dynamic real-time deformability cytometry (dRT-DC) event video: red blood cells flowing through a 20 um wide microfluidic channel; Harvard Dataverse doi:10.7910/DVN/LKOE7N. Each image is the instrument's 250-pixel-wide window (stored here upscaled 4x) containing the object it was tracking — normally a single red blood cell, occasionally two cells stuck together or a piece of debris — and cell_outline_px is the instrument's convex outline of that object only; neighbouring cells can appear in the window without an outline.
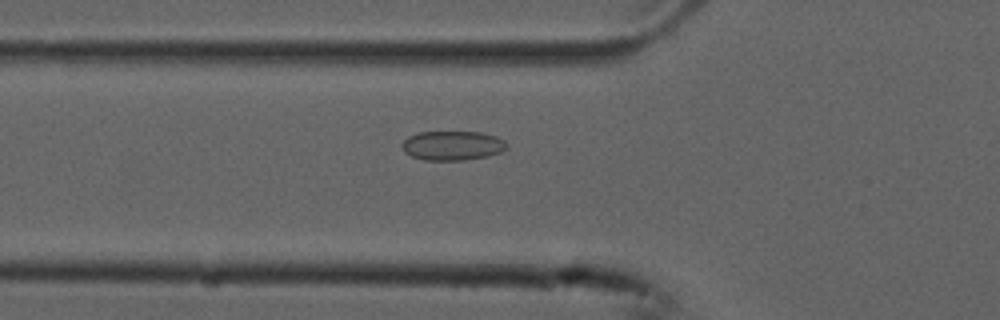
{"species": "common noctule bat (a hibernating species)", "species_latin": "Nyctalus noctula", "temperature_condition": "cold", "stored_images_in_passage": 38, "camera_frame_rate_fps": 3000, "um_per_image_px": 0.085, "animal": {"sex": "male", "forearm_length_mm": 52.5}, "frame": {"image": 1, "passage_image": 3, "time_ms": 0.667, "image_size_px": [1000, 320], "cell_outline_px": [[508, 148], [500, 152], [488, 156], [464, 160], [424, 160], [412, 156], [404, 152], [400, 144], [408, 136], [416, 132], [480, 132], [496, 136], [504, 140], [508, 144]], "centroid_in_image_um": [38.45, 12.37], "position_along_channel_um": 87.3, "area_um2": 18.09}}
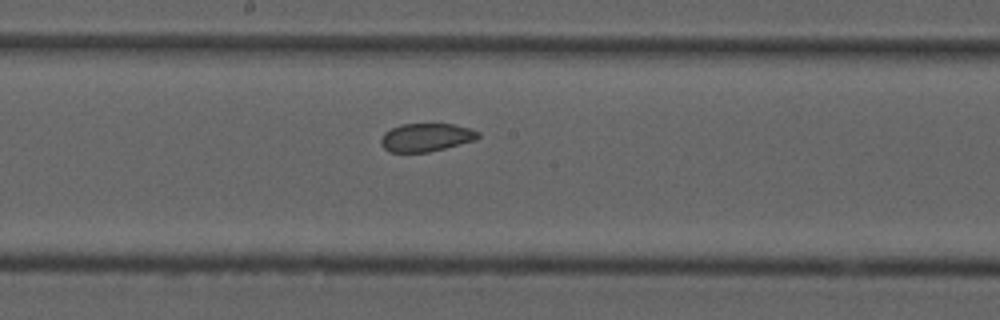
{"frame": {"image": 2, "passage_image": 13, "time_ms": 4.0, "image_size_px": [1000, 320], "cell_outline_px": [[480, 136], [476, 140], [428, 152], [388, 152], [380, 144], [380, 140], [384, 132], [400, 124], [452, 124], [468, 128], [480, 132]], "centroid_in_image_um": [36.2, 11.68], "position_along_channel_um": 212.0, "area_um2": 15.95}}
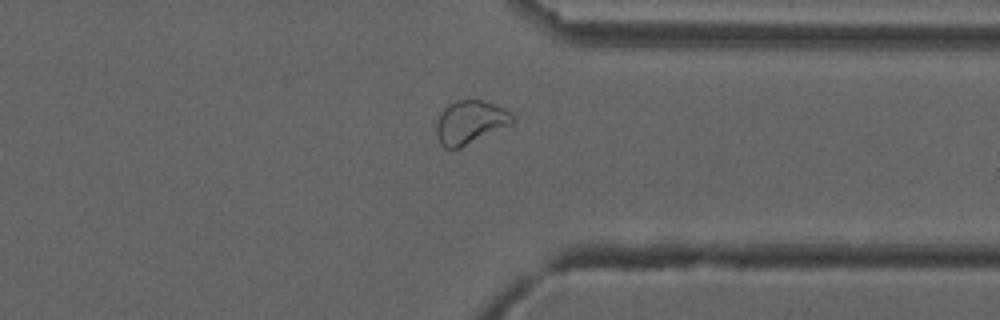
{"frame": {"image": 3, "passage_image": 26, "time_ms": 8.333, "image_size_px": [1000, 320], "cell_outline_px": [[512, 124], [460, 148], [444, 148], [440, 144], [436, 132], [436, 124], [444, 108], [448, 104], [456, 100], [480, 100], [504, 108], [512, 116]], "centroid_in_image_um": [39.93, 10.4], "position_along_channel_um": 371.5, "area_um2": 18.9}, "authors_computed_cell_mechanics": {"area_um2": 17.5423, "velocity_mm_per_s": 3.7229, "shape_relaxation_time_tau1_ms": null, "shape_relaxation_time_tau2_ms": 2.7009, "deformation_change_tau1": null, "deformation_change_tau2": 0.0561}}